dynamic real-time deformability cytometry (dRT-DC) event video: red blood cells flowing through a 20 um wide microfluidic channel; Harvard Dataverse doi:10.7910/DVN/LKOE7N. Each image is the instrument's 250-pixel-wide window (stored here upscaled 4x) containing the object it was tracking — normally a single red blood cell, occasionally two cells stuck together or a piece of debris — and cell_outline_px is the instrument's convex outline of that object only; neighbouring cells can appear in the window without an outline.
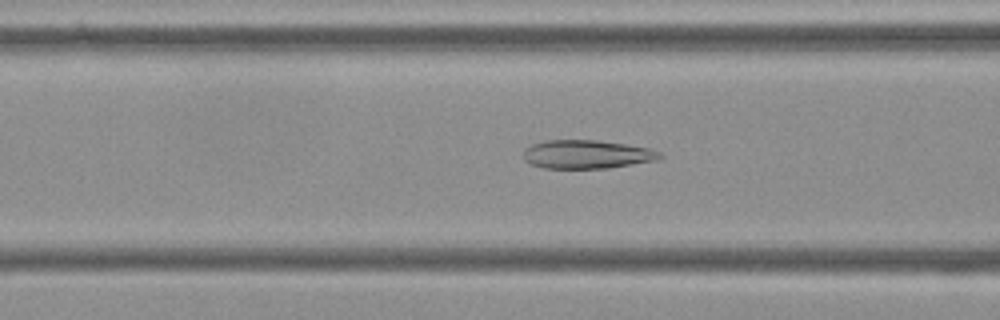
{"species": "Egyptian fruit bat (a non-hibernating species)", "species_latin": "Rousettus aegyptiacus", "temperature_condition": "cold", "stored_images_in_passage": 38, "camera_frame_rate_fps": 3000, "um_per_image_px": 0.085, "frame": {"image": 1, "passage_image": 14, "time_ms": 4.333, "image_size_px": [1000, 320], "cell_outline_px": [[664, 156], [660, 160], [608, 168], [544, 168], [532, 164], [524, 160], [524, 148], [532, 144], [548, 140], [596, 140], [624, 144], [648, 148], [660, 152]], "centroid_in_image_um": [49.9, 13.12], "position_along_channel_um": 116.7, "area_um2": 22.72}}
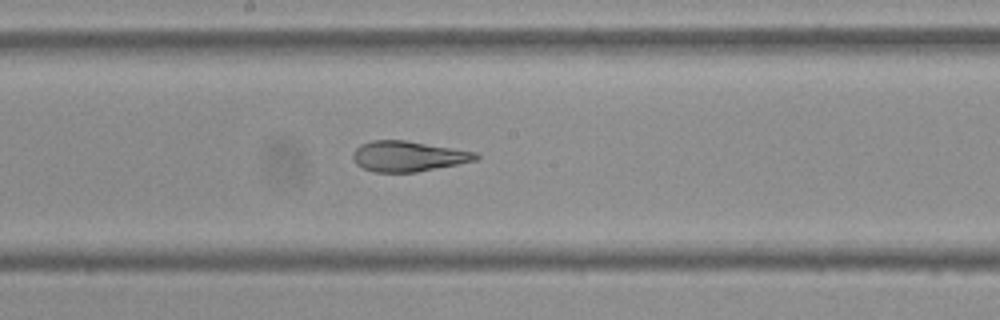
{"frame": {"image": 2, "passage_image": 22, "time_ms": 7.0, "image_size_px": [1000, 320], "cell_outline_px": [[480, 156], [476, 160], [416, 172], [376, 172], [364, 168], [356, 164], [352, 156], [352, 152], [360, 144], [372, 140], [408, 140], [476, 152]], "centroid_in_image_um": [34.66, 13.27], "position_along_channel_um": 213.5, "area_um2": 21.73}}
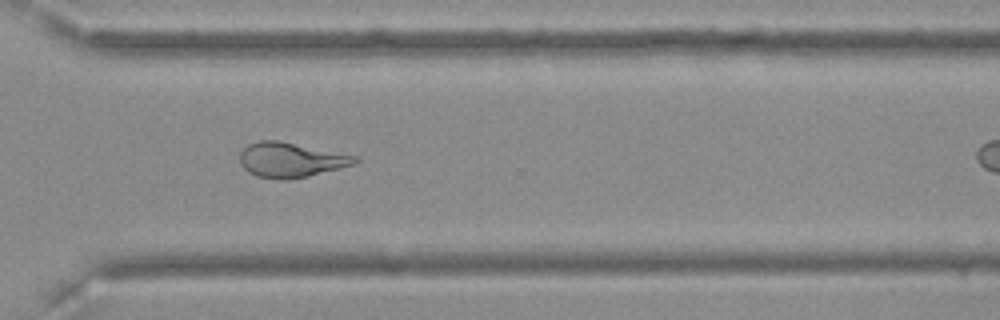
{"frame": {"image": 3, "passage_image": 33, "time_ms": 10.667, "image_size_px": [1000, 320], "cell_outline_px": [[360, 160], [352, 164], [340, 168], [308, 176], [284, 180], [280, 180], [256, 176], [248, 172], [240, 164], [240, 152], [248, 144], [260, 140], [280, 140], [356, 156]], "centroid_in_image_um": [24.68, 13.59], "position_along_channel_um": 345.9, "area_um2": 23.29}}